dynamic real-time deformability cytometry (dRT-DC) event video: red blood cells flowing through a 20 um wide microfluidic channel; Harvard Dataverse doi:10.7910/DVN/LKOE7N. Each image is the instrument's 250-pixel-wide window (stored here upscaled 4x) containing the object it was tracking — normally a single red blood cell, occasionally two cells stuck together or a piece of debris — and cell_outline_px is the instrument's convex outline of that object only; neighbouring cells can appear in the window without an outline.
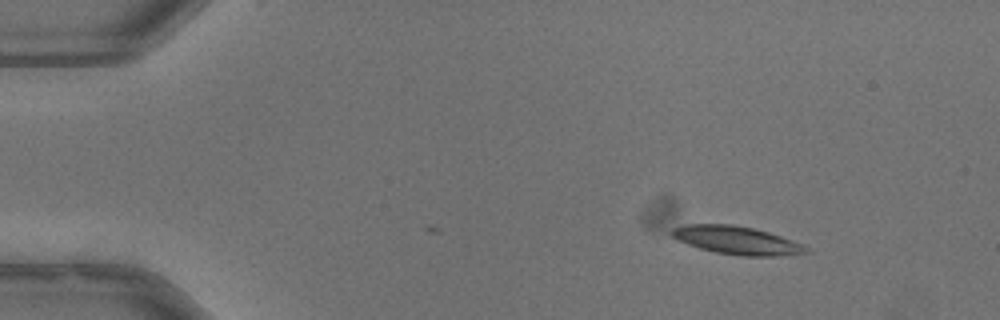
{"species": "common noctule bat (a hibernating species)", "species_latin": "Nyctalus noctula", "temperature_condition": "warm", "stored_images_in_passage": 38, "camera_frame_rate_fps": 3000, "um_per_image_px": 0.085, "animal": {"sex": "male", "body_mass_g": 13.3}, "frame": {"image": 1, "passage_image": 1, "time_ms": 0.0, "image_size_px": [1000, 320], "cell_outline_px": [[808, 252], [772, 256], [744, 256], [716, 252], [700, 248], [688, 244], [672, 236], [672, 228], [688, 224], [732, 224], [752, 228], [768, 232], [780, 236], [800, 244], [808, 248]], "centroid_in_image_um": [62.59, 20.42], "position_along_channel_um": 22.4, "area_um2": 21.44}}
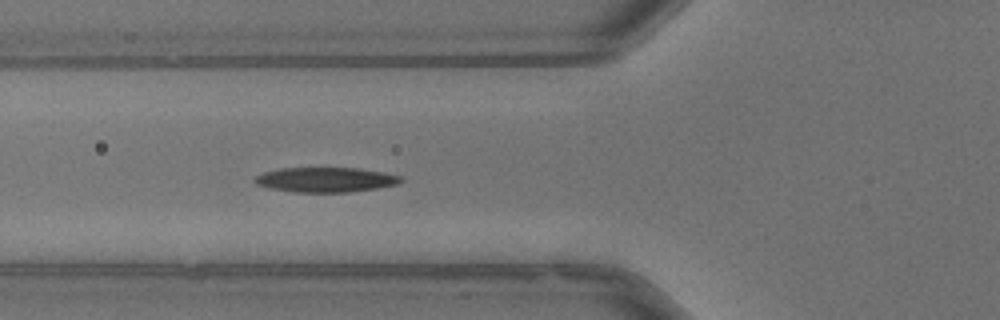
{"frame": {"image": 2, "passage_image": 14, "time_ms": 4.333, "image_size_px": [1000, 320], "cell_outline_px": [[404, 180], [396, 184], [376, 188], [348, 192], [292, 192], [268, 188], [256, 184], [252, 180], [256, 176], [264, 172], [280, 168], [360, 168], [400, 176]], "centroid_in_image_um": [27.62, 15.28], "position_along_channel_um": 98.2, "area_um2": 21.04}}
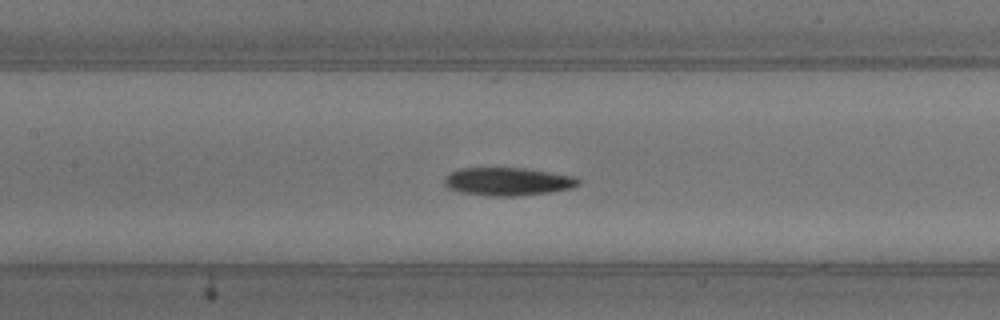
{"frame": {"image": 3, "passage_image": 19, "time_ms": 6.0, "image_size_px": [1000, 320], "cell_outline_px": [[580, 184], [572, 188], [548, 192], [520, 196], [488, 196], [460, 192], [448, 188], [444, 184], [444, 180], [452, 172], [460, 168], [524, 168], [576, 176], [580, 180]], "centroid_in_image_um": [43.19, 15.43], "position_along_channel_um": 164.2, "area_um2": 21.91}, "authors_computed_cell_mechanics": {"area_um2": 21.5016, "velocity_mm_per_s": 3.9367, "shape_relaxation_time_tau1_ms": 4.8224, "shape_relaxation_time_tau2_ms": 2.3271, "deformation_change_tau1": 0.1771, "deformation_change_tau2": 0.0944}}